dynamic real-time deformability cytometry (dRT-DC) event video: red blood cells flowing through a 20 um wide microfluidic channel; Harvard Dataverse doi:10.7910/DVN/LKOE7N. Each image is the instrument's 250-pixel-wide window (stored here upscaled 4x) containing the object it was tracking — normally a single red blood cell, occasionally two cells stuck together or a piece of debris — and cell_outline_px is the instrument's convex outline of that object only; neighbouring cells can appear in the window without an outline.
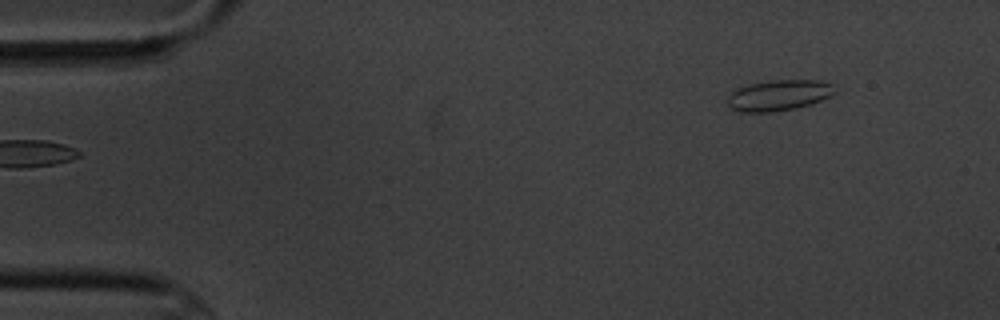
{"species": "common noctule bat (a hibernating species)", "species_latin": "Nyctalus noctula", "temperature_condition": "cold", "stored_images_in_passage": 3, "camera_frame_rate_fps": 3000, "um_per_image_px": 0.085, "animal": {"sex": "male", "body_mass_g": 20.1, "forearm_length_mm": 53.5}, "frame": {"image": 1, "passage_image": 3, "time_ms": 2.333, "image_size_px": [1000, 320], "cell_outline_px": [[836, 92], [812, 104], [772, 112], [740, 112], [732, 108], [728, 104], [728, 96], [736, 88], [752, 84], [772, 80], [820, 80], [832, 84]], "centroid_in_image_um": [66.19, 8.09], "position_along_channel_um": 18.8, "area_um2": 19.02}}